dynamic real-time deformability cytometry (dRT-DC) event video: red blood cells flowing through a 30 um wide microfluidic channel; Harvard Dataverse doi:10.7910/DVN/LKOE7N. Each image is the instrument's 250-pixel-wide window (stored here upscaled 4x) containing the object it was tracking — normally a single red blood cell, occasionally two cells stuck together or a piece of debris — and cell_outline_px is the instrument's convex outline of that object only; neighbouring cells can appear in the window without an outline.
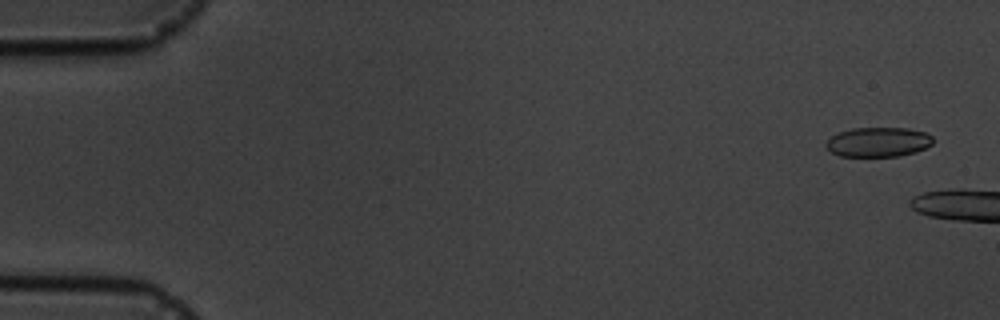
{"species": "common noctule bat (a hibernating species)", "species_latin": "Nyctalus noctula", "temperature_condition": "cold", "stored_images_in_passage": 3, "camera_frame_rate_fps": 3000, "um_per_image_px": 0.085, "animal": {"sex": "male", "body_mass_g": 19.5, "forearm_length_mm": 54.6}, "frame": {"image": 1, "passage_image": 1, "time_ms": 0.0, "image_size_px": [1000, 320], "cell_outline_px": [[936, 140], [932, 144], [916, 152], [900, 156], [840, 156], [832, 152], [824, 144], [832, 136], [840, 132], [852, 128], [908, 128], [924, 132], [932, 136]], "centroid_in_image_um": [74.69, 12.07], "position_along_channel_um": 10.3, "area_um2": 18.44}}